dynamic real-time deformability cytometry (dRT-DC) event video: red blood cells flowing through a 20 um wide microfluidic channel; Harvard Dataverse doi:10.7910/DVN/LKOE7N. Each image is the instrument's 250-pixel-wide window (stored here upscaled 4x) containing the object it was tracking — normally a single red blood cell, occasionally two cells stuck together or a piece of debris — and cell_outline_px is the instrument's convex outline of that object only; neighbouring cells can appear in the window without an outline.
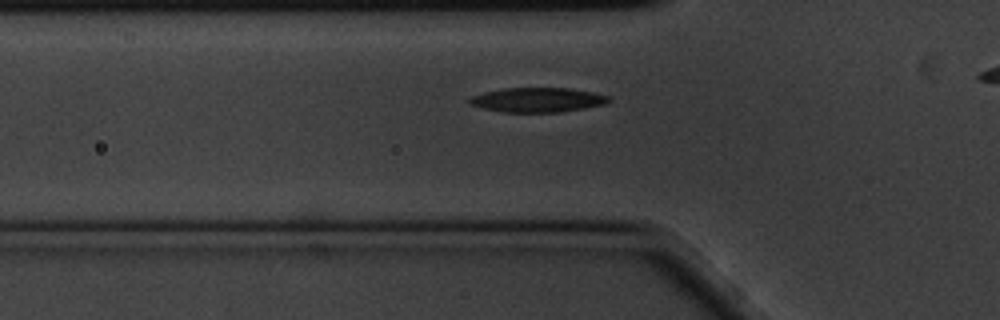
{"species": "common noctule bat (a hibernating species)", "species_latin": "Nyctalus noctula", "temperature_condition": "cold", "stored_images_in_passage": 44, "camera_frame_rate_fps": 3000, "um_per_image_px": 0.085, "animal": {"sex": "male", "body_mass_g": 20.1, "forearm_length_mm": 53.5}, "frame": {"image": 1, "passage_image": 12, "time_ms": 3.667, "image_size_px": [1000, 320], "cell_outline_px": [[612, 100], [604, 104], [584, 108], [560, 112], [504, 112], [484, 108], [472, 104], [468, 100], [472, 96], [484, 92], [504, 88], [568, 88], [592, 92], [608, 96]], "centroid_in_image_um": [45.71, 8.48], "position_along_channel_um": 80.1, "area_um2": 19.65}}
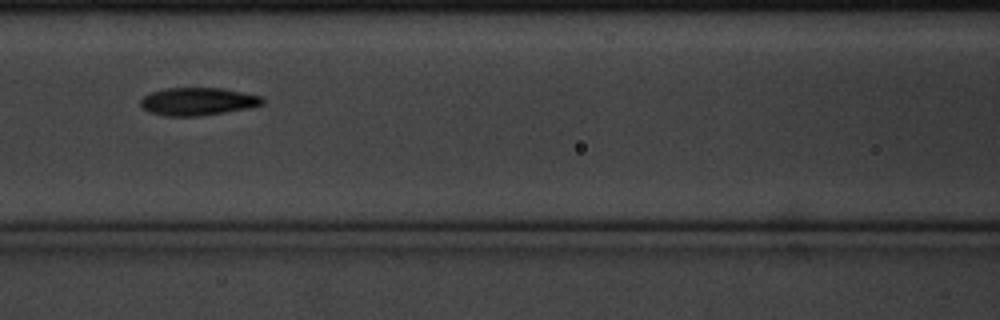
{"frame": {"image": 2, "passage_image": 18, "time_ms": 5.667, "image_size_px": [1000, 320], "cell_outline_px": [[264, 104], [248, 108], [224, 112], [196, 116], [164, 116], [148, 112], [140, 108], [140, 100], [144, 96], [152, 92], [168, 88], [224, 88], [260, 96], [264, 100]], "centroid_in_image_um": [16.77, 8.63], "position_along_channel_um": 149.8, "area_um2": 19.71}}
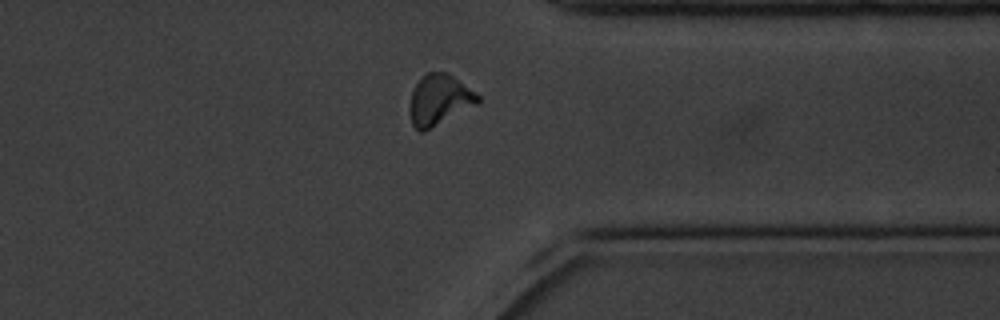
{"frame": {"image": 3, "passage_image": 38, "time_ms": 12.333, "image_size_px": [1000, 320], "cell_outline_px": [[480, 104], [424, 132], [420, 132], [412, 124], [408, 112], [408, 104], [412, 92], [416, 84], [428, 72], [448, 72], [480, 96]], "centroid_in_image_um": [37.34, 8.52], "position_along_channel_um": 374.1, "area_um2": 20.4}, "authors_computed_cell_mechanics": {"area_um2": 19.7098, "velocity_mm_per_s": 3.423, "shape_relaxation_time_tau1_ms": 3.5479, "shape_relaxation_time_tau2_ms": 4.8505, "deformation_change_tau1": 0.1451, "deformation_change_tau2": 0.1166}}